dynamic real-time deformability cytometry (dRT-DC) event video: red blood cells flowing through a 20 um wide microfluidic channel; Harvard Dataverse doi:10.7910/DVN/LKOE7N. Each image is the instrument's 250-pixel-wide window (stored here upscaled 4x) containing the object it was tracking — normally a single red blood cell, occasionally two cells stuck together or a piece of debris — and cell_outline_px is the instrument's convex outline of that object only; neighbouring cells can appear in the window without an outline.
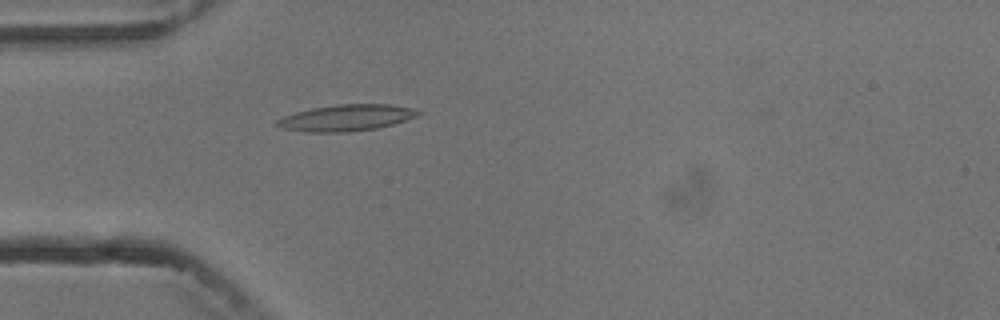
{"species": "common noctule bat (a hibernating species)", "species_latin": "Nyctalus noctula", "temperature_condition": "cold", "stored_images_in_passage": 2, "camera_frame_rate_fps": 3000, "um_per_image_px": 0.085, "animal": {"sex": "male", "body_mass_g": 13.3}, "frame": {"image": 1, "passage_image": 2, "time_ms": 1.333, "image_size_px": [1000, 320], "cell_outline_px": [[424, 112], [416, 116], [380, 128], [348, 132], [304, 132], [284, 128], [276, 124], [276, 120], [284, 116], [296, 112], [312, 108], [336, 104], [388, 104], [412, 108]], "centroid_in_image_um": [29.45, 10.01], "position_along_channel_um": 55.6, "area_um2": 21.62}}